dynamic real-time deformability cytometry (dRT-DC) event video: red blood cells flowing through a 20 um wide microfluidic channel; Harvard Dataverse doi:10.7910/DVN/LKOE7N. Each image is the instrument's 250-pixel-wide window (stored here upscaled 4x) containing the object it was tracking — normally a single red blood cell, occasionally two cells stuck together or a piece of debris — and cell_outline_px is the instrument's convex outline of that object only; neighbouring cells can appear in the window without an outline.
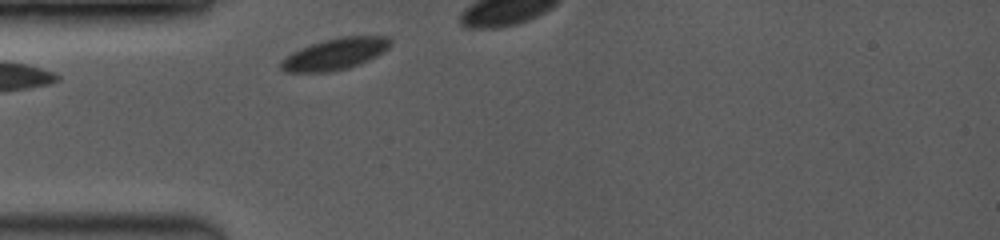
{"species": "common noctule bat (a hibernating species)", "species_latin": "Nyctalus noctula", "temperature_condition": "room temperature", "stored_images_in_passage": 23, "camera_frame_rate_fps": 3500, "um_per_image_px": 0.085, "animal": {"sex": "female", "body_mass_g": 19.0, "forearm_length_mm": 53.3}, "frame": {"image": 1, "passage_image": 1, "time_ms": 0.0, "image_size_px": [1000, 240], "cell_outline_px": [[392, 44], [384, 52], [360, 64], [348, 68], [328, 72], [284, 72], [280, 68], [280, 60], [284, 56], [300, 48], [324, 40], [340, 36], [388, 36], [392, 40]], "centroid_in_image_um": [28.47, 4.59], "position_along_channel_um": 56.5, "area_um2": 20.29}}
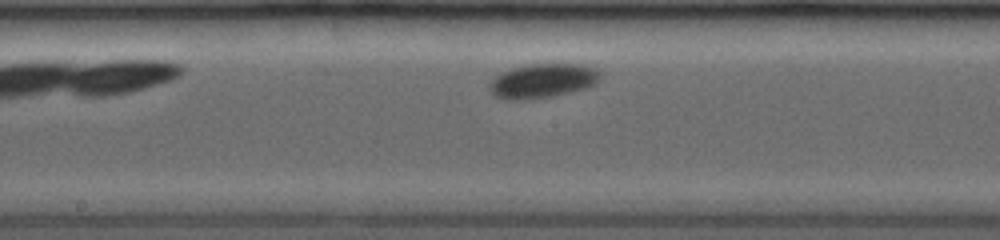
{"frame": {"image": 2, "passage_image": 12, "time_ms": 4.0, "image_size_px": [1000, 240], "cell_outline_px": [[600, 80], [596, 84], [588, 88], [552, 96], [528, 100], [504, 100], [492, 96], [488, 88], [488, 84], [500, 72], [508, 68], [524, 64], [580, 64], [596, 68], [600, 72]], "centroid_in_image_um": [46.08, 6.87], "position_along_channel_um": 202.1, "area_um2": 22.77}}
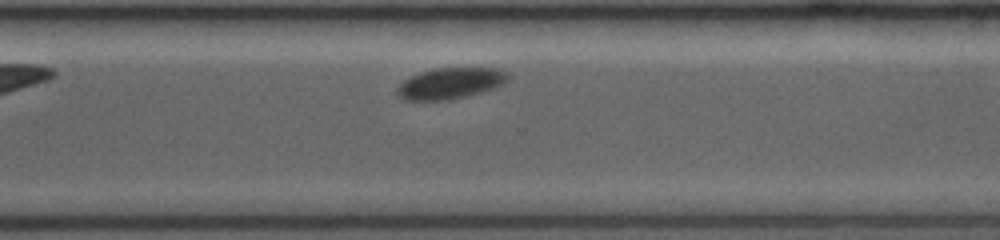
{"frame": {"image": 3, "passage_image": 21, "time_ms": 7.429, "image_size_px": [1000, 240], "cell_outline_px": [[508, 80], [504, 84], [496, 88], [448, 100], [404, 100], [396, 92], [396, 88], [404, 80], [420, 72], [436, 68], [496, 68], [504, 72], [508, 76]], "centroid_in_image_um": [38.27, 7.08], "position_along_channel_um": 332.3, "area_um2": 19.88}}